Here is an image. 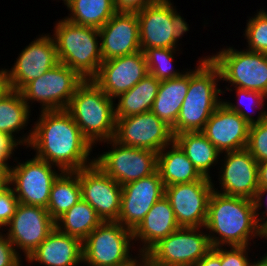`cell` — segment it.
Here are the masks:
<instances>
[{"instance_id":"1","label":"cell","mask_w":267,"mask_h":266,"mask_svg":"<svg viewBox=\"0 0 267 266\" xmlns=\"http://www.w3.org/2000/svg\"><path fill=\"white\" fill-rule=\"evenodd\" d=\"M39 113L28 145L36 152L35 157L62 171H79L95 162L89 157L94 147L66 110Z\"/></svg>"},{"instance_id":"2","label":"cell","mask_w":267,"mask_h":266,"mask_svg":"<svg viewBox=\"0 0 267 266\" xmlns=\"http://www.w3.org/2000/svg\"><path fill=\"white\" fill-rule=\"evenodd\" d=\"M205 229L212 247L250 246L251 239L263 238L253 200L216 191L209 199Z\"/></svg>"},{"instance_id":"3","label":"cell","mask_w":267,"mask_h":266,"mask_svg":"<svg viewBox=\"0 0 267 266\" xmlns=\"http://www.w3.org/2000/svg\"><path fill=\"white\" fill-rule=\"evenodd\" d=\"M205 57V58H204ZM200 58L195 69L189 70V89L181 106L173 135L182 132L202 131L206 122L222 103L220 94L226 93L218 86L221 75L210 56ZM207 57V58H206Z\"/></svg>"},{"instance_id":"4","label":"cell","mask_w":267,"mask_h":266,"mask_svg":"<svg viewBox=\"0 0 267 266\" xmlns=\"http://www.w3.org/2000/svg\"><path fill=\"white\" fill-rule=\"evenodd\" d=\"M115 100L108 97L91 79L76 89L65 109L92 146L111 140L115 134Z\"/></svg>"},{"instance_id":"5","label":"cell","mask_w":267,"mask_h":266,"mask_svg":"<svg viewBox=\"0 0 267 266\" xmlns=\"http://www.w3.org/2000/svg\"><path fill=\"white\" fill-rule=\"evenodd\" d=\"M56 23L52 36L59 62L75 70L84 80L92 79L103 62L99 30L65 18Z\"/></svg>"},{"instance_id":"6","label":"cell","mask_w":267,"mask_h":266,"mask_svg":"<svg viewBox=\"0 0 267 266\" xmlns=\"http://www.w3.org/2000/svg\"><path fill=\"white\" fill-rule=\"evenodd\" d=\"M210 59L218 66L221 80L230 83V87L267 96V54L227 46L210 55Z\"/></svg>"},{"instance_id":"7","label":"cell","mask_w":267,"mask_h":266,"mask_svg":"<svg viewBox=\"0 0 267 266\" xmlns=\"http://www.w3.org/2000/svg\"><path fill=\"white\" fill-rule=\"evenodd\" d=\"M83 81L75 70L58 63L37 79L27 83L20 92L29 109L36 101L40 103L41 111L65 110Z\"/></svg>"},{"instance_id":"8","label":"cell","mask_w":267,"mask_h":266,"mask_svg":"<svg viewBox=\"0 0 267 266\" xmlns=\"http://www.w3.org/2000/svg\"><path fill=\"white\" fill-rule=\"evenodd\" d=\"M15 159L17 165L9 167L8 185L18 202L47 209L52 185L63 171L35 156L25 162Z\"/></svg>"},{"instance_id":"9","label":"cell","mask_w":267,"mask_h":266,"mask_svg":"<svg viewBox=\"0 0 267 266\" xmlns=\"http://www.w3.org/2000/svg\"><path fill=\"white\" fill-rule=\"evenodd\" d=\"M204 229L180 227L161 239L146 255L157 266H195L212 249Z\"/></svg>"},{"instance_id":"10","label":"cell","mask_w":267,"mask_h":266,"mask_svg":"<svg viewBox=\"0 0 267 266\" xmlns=\"http://www.w3.org/2000/svg\"><path fill=\"white\" fill-rule=\"evenodd\" d=\"M133 242V231L117 221H103L82 242L83 263L87 266L122 263L132 256Z\"/></svg>"},{"instance_id":"11","label":"cell","mask_w":267,"mask_h":266,"mask_svg":"<svg viewBox=\"0 0 267 266\" xmlns=\"http://www.w3.org/2000/svg\"><path fill=\"white\" fill-rule=\"evenodd\" d=\"M110 150L95 156V164L120 185L137 181L157 170V153L143 148L125 146L113 138L106 141ZM109 144V145H108Z\"/></svg>"},{"instance_id":"12","label":"cell","mask_w":267,"mask_h":266,"mask_svg":"<svg viewBox=\"0 0 267 266\" xmlns=\"http://www.w3.org/2000/svg\"><path fill=\"white\" fill-rule=\"evenodd\" d=\"M113 139L125 146L149 149L156 153L172 144V129L151 111L116 118Z\"/></svg>"},{"instance_id":"13","label":"cell","mask_w":267,"mask_h":266,"mask_svg":"<svg viewBox=\"0 0 267 266\" xmlns=\"http://www.w3.org/2000/svg\"><path fill=\"white\" fill-rule=\"evenodd\" d=\"M212 181L203 176L195 182L165 187V196L180 227H205L209 199L214 191Z\"/></svg>"},{"instance_id":"14","label":"cell","mask_w":267,"mask_h":266,"mask_svg":"<svg viewBox=\"0 0 267 266\" xmlns=\"http://www.w3.org/2000/svg\"><path fill=\"white\" fill-rule=\"evenodd\" d=\"M5 227L16 252L20 255L22 250L27 259L55 228V221L46 208L19 203Z\"/></svg>"},{"instance_id":"15","label":"cell","mask_w":267,"mask_h":266,"mask_svg":"<svg viewBox=\"0 0 267 266\" xmlns=\"http://www.w3.org/2000/svg\"><path fill=\"white\" fill-rule=\"evenodd\" d=\"M81 196L104 222L117 221L121 209L122 185L95 163L79 170Z\"/></svg>"},{"instance_id":"16","label":"cell","mask_w":267,"mask_h":266,"mask_svg":"<svg viewBox=\"0 0 267 266\" xmlns=\"http://www.w3.org/2000/svg\"><path fill=\"white\" fill-rule=\"evenodd\" d=\"M224 159H220L221 167L218 173L220 190L214 191L235 197L253 200L259 190L258 162L247 149L225 152Z\"/></svg>"},{"instance_id":"17","label":"cell","mask_w":267,"mask_h":266,"mask_svg":"<svg viewBox=\"0 0 267 266\" xmlns=\"http://www.w3.org/2000/svg\"><path fill=\"white\" fill-rule=\"evenodd\" d=\"M58 63L60 62L53 36L49 33L39 35L22 49L14 66L7 70L10 89L20 91L27 83Z\"/></svg>"},{"instance_id":"18","label":"cell","mask_w":267,"mask_h":266,"mask_svg":"<svg viewBox=\"0 0 267 266\" xmlns=\"http://www.w3.org/2000/svg\"><path fill=\"white\" fill-rule=\"evenodd\" d=\"M148 75L144 52L138 51L103 61L91 79L108 97L117 98Z\"/></svg>"},{"instance_id":"19","label":"cell","mask_w":267,"mask_h":266,"mask_svg":"<svg viewBox=\"0 0 267 266\" xmlns=\"http://www.w3.org/2000/svg\"><path fill=\"white\" fill-rule=\"evenodd\" d=\"M165 195L158 170L122 186L121 209L117 222L134 231L152 206Z\"/></svg>"},{"instance_id":"20","label":"cell","mask_w":267,"mask_h":266,"mask_svg":"<svg viewBox=\"0 0 267 266\" xmlns=\"http://www.w3.org/2000/svg\"><path fill=\"white\" fill-rule=\"evenodd\" d=\"M98 30L103 61L141 51L136 12L117 11Z\"/></svg>"},{"instance_id":"21","label":"cell","mask_w":267,"mask_h":266,"mask_svg":"<svg viewBox=\"0 0 267 266\" xmlns=\"http://www.w3.org/2000/svg\"><path fill=\"white\" fill-rule=\"evenodd\" d=\"M249 126L237 112L222 102L201 132L222 154L246 149Z\"/></svg>"},{"instance_id":"22","label":"cell","mask_w":267,"mask_h":266,"mask_svg":"<svg viewBox=\"0 0 267 266\" xmlns=\"http://www.w3.org/2000/svg\"><path fill=\"white\" fill-rule=\"evenodd\" d=\"M171 0H159L137 11L140 31V47L179 49L173 40Z\"/></svg>"},{"instance_id":"23","label":"cell","mask_w":267,"mask_h":266,"mask_svg":"<svg viewBox=\"0 0 267 266\" xmlns=\"http://www.w3.org/2000/svg\"><path fill=\"white\" fill-rule=\"evenodd\" d=\"M25 261L38 266H78L83 264L82 241L55 227Z\"/></svg>"},{"instance_id":"24","label":"cell","mask_w":267,"mask_h":266,"mask_svg":"<svg viewBox=\"0 0 267 266\" xmlns=\"http://www.w3.org/2000/svg\"><path fill=\"white\" fill-rule=\"evenodd\" d=\"M179 228L170 201L164 195L152 206L143 221L133 231V241L134 243L140 241L138 251L146 254L161 239Z\"/></svg>"},{"instance_id":"25","label":"cell","mask_w":267,"mask_h":266,"mask_svg":"<svg viewBox=\"0 0 267 266\" xmlns=\"http://www.w3.org/2000/svg\"><path fill=\"white\" fill-rule=\"evenodd\" d=\"M30 115L31 109L20 91L10 89L0 98V132L7 134L18 145L26 146V148L32 139V128L30 132L24 133L23 137H16V134L22 129L25 130L29 124Z\"/></svg>"},{"instance_id":"26","label":"cell","mask_w":267,"mask_h":266,"mask_svg":"<svg viewBox=\"0 0 267 266\" xmlns=\"http://www.w3.org/2000/svg\"><path fill=\"white\" fill-rule=\"evenodd\" d=\"M157 170L165 187L195 182L203 177L175 141L157 153Z\"/></svg>"},{"instance_id":"27","label":"cell","mask_w":267,"mask_h":266,"mask_svg":"<svg viewBox=\"0 0 267 266\" xmlns=\"http://www.w3.org/2000/svg\"><path fill=\"white\" fill-rule=\"evenodd\" d=\"M188 89V69L180 77L160 81L151 112L172 128L178 119Z\"/></svg>"},{"instance_id":"28","label":"cell","mask_w":267,"mask_h":266,"mask_svg":"<svg viewBox=\"0 0 267 266\" xmlns=\"http://www.w3.org/2000/svg\"><path fill=\"white\" fill-rule=\"evenodd\" d=\"M174 141L185 152L187 158L193 163L198 172L210 178V169L219 165L221 154L217 148L201 132H182L174 136ZM219 161V162H218Z\"/></svg>"},{"instance_id":"29","label":"cell","mask_w":267,"mask_h":266,"mask_svg":"<svg viewBox=\"0 0 267 266\" xmlns=\"http://www.w3.org/2000/svg\"><path fill=\"white\" fill-rule=\"evenodd\" d=\"M160 81L148 74L133 88L120 94L114 104L115 118L129 117L151 111L153 102L157 96Z\"/></svg>"},{"instance_id":"30","label":"cell","mask_w":267,"mask_h":266,"mask_svg":"<svg viewBox=\"0 0 267 266\" xmlns=\"http://www.w3.org/2000/svg\"><path fill=\"white\" fill-rule=\"evenodd\" d=\"M70 11L68 21L100 29L117 12L113 0H62Z\"/></svg>"},{"instance_id":"31","label":"cell","mask_w":267,"mask_h":266,"mask_svg":"<svg viewBox=\"0 0 267 266\" xmlns=\"http://www.w3.org/2000/svg\"><path fill=\"white\" fill-rule=\"evenodd\" d=\"M81 199L79 171H63L52 185L47 211L56 221Z\"/></svg>"},{"instance_id":"32","label":"cell","mask_w":267,"mask_h":266,"mask_svg":"<svg viewBox=\"0 0 267 266\" xmlns=\"http://www.w3.org/2000/svg\"><path fill=\"white\" fill-rule=\"evenodd\" d=\"M102 222L94 208L81 199L55 221V227L83 242Z\"/></svg>"},{"instance_id":"33","label":"cell","mask_w":267,"mask_h":266,"mask_svg":"<svg viewBox=\"0 0 267 266\" xmlns=\"http://www.w3.org/2000/svg\"><path fill=\"white\" fill-rule=\"evenodd\" d=\"M235 92L237 93L236 96H238L236 101L239 102H236V104L230 102L229 100H222V102L230 110L237 112L249 125L263 121L267 117V109L264 110L263 108L265 106L264 102L267 99V96L259 91H252L241 88H235ZM251 109H256L258 111L260 110V112H258L257 118H254V115L252 116V114H250L251 112L249 110Z\"/></svg>"},{"instance_id":"34","label":"cell","mask_w":267,"mask_h":266,"mask_svg":"<svg viewBox=\"0 0 267 266\" xmlns=\"http://www.w3.org/2000/svg\"><path fill=\"white\" fill-rule=\"evenodd\" d=\"M179 49L148 48L144 51L148 74L156 77L159 81L180 77L185 71L174 69L173 59Z\"/></svg>"},{"instance_id":"35","label":"cell","mask_w":267,"mask_h":266,"mask_svg":"<svg viewBox=\"0 0 267 266\" xmlns=\"http://www.w3.org/2000/svg\"><path fill=\"white\" fill-rule=\"evenodd\" d=\"M254 15L249 17L244 30L248 45L246 49L267 54V11L262 8Z\"/></svg>"},{"instance_id":"36","label":"cell","mask_w":267,"mask_h":266,"mask_svg":"<svg viewBox=\"0 0 267 266\" xmlns=\"http://www.w3.org/2000/svg\"><path fill=\"white\" fill-rule=\"evenodd\" d=\"M246 149L258 163L267 161V117L249 126Z\"/></svg>"},{"instance_id":"37","label":"cell","mask_w":267,"mask_h":266,"mask_svg":"<svg viewBox=\"0 0 267 266\" xmlns=\"http://www.w3.org/2000/svg\"><path fill=\"white\" fill-rule=\"evenodd\" d=\"M18 204L19 202L9 185L0 189V230L2 232L5 231V226L15 214Z\"/></svg>"},{"instance_id":"38","label":"cell","mask_w":267,"mask_h":266,"mask_svg":"<svg viewBox=\"0 0 267 266\" xmlns=\"http://www.w3.org/2000/svg\"><path fill=\"white\" fill-rule=\"evenodd\" d=\"M249 246L221 247V266H246L251 261Z\"/></svg>"},{"instance_id":"39","label":"cell","mask_w":267,"mask_h":266,"mask_svg":"<svg viewBox=\"0 0 267 266\" xmlns=\"http://www.w3.org/2000/svg\"><path fill=\"white\" fill-rule=\"evenodd\" d=\"M20 257L6 234L0 230V266H18L22 263Z\"/></svg>"},{"instance_id":"40","label":"cell","mask_w":267,"mask_h":266,"mask_svg":"<svg viewBox=\"0 0 267 266\" xmlns=\"http://www.w3.org/2000/svg\"><path fill=\"white\" fill-rule=\"evenodd\" d=\"M265 195L267 197V186H265L263 188H259L258 192L255 194V197L253 198L255 214L257 216L258 223L263 230L267 227V216H266L267 215V201H265L266 207L263 204L264 201H262V199H265V200L267 199L265 197ZM263 206H264V208H263ZM261 208L265 209V211H263V212L261 211L259 213V210H261Z\"/></svg>"},{"instance_id":"41","label":"cell","mask_w":267,"mask_h":266,"mask_svg":"<svg viewBox=\"0 0 267 266\" xmlns=\"http://www.w3.org/2000/svg\"><path fill=\"white\" fill-rule=\"evenodd\" d=\"M117 11L137 12L159 0H113Z\"/></svg>"},{"instance_id":"42","label":"cell","mask_w":267,"mask_h":266,"mask_svg":"<svg viewBox=\"0 0 267 266\" xmlns=\"http://www.w3.org/2000/svg\"><path fill=\"white\" fill-rule=\"evenodd\" d=\"M172 25L174 26L173 28V40L178 44L179 39H181L184 34L188 31L189 29V24L185 21V19L180 15V12H177L176 7L172 4Z\"/></svg>"},{"instance_id":"43","label":"cell","mask_w":267,"mask_h":266,"mask_svg":"<svg viewBox=\"0 0 267 266\" xmlns=\"http://www.w3.org/2000/svg\"><path fill=\"white\" fill-rule=\"evenodd\" d=\"M16 148L18 144L7 134L0 132V162H9Z\"/></svg>"},{"instance_id":"44","label":"cell","mask_w":267,"mask_h":266,"mask_svg":"<svg viewBox=\"0 0 267 266\" xmlns=\"http://www.w3.org/2000/svg\"><path fill=\"white\" fill-rule=\"evenodd\" d=\"M195 266H221V247H212Z\"/></svg>"},{"instance_id":"45","label":"cell","mask_w":267,"mask_h":266,"mask_svg":"<svg viewBox=\"0 0 267 266\" xmlns=\"http://www.w3.org/2000/svg\"><path fill=\"white\" fill-rule=\"evenodd\" d=\"M9 162H0V189L8 186Z\"/></svg>"},{"instance_id":"46","label":"cell","mask_w":267,"mask_h":266,"mask_svg":"<svg viewBox=\"0 0 267 266\" xmlns=\"http://www.w3.org/2000/svg\"><path fill=\"white\" fill-rule=\"evenodd\" d=\"M7 70L5 67L0 69V98L10 90Z\"/></svg>"},{"instance_id":"47","label":"cell","mask_w":267,"mask_h":266,"mask_svg":"<svg viewBox=\"0 0 267 266\" xmlns=\"http://www.w3.org/2000/svg\"><path fill=\"white\" fill-rule=\"evenodd\" d=\"M259 188L267 186V161L258 163Z\"/></svg>"},{"instance_id":"48","label":"cell","mask_w":267,"mask_h":266,"mask_svg":"<svg viewBox=\"0 0 267 266\" xmlns=\"http://www.w3.org/2000/svg\"><path fill=\"white\" fill-rule=\"evenodd\" d=\"M137 255H134L135 257L133 258V256H131L128 260H125L124 262L122 263H119V264H115V265H112V266H136L145 256L146 254L143 253V252H140V251H137Z\"/></svg>"},{"instance_id":"49","label":"cell","mask_w":267,"mask_h":266,"mask_svg":"<svg viewBox=\"0 0 267 266\" xmlns=\"http://www.w3.org/2000/svg\"><path fill=\"white\" fill-rule=\"evenodd\" d=\"M136 266H157L147 255Z\"/></svg>"},{"instance_id":"50","label":"cell","mask_w":267,"mask_h":266,"mask_svg":"<svg viewBox=\"0 0 267 266\" xmlns=\"http://www.w3.org/2000/svg\"><path fill=\"white\" fill-rule=\"evenodd\" d=\"M258 266H267V254L258 259Z\"/></svg>"},{"instance_id":"51","label":"cell","mask_w":267,"mask_h":266,"mask_svg":"<svg viewBox=\"0 0 267 266\" xmlns=\"http://www.w3.org/2000/svg\"><path fill=\"white\" fill-rule=\"evenodd\" d=\"M246 266H258V260L257 261H255V259H254V262L252 261V262H248L247 264H246Z\"/></svg>"},{"instance_id":"52","label":"cell","mask_w":267,"mask_h":266,"mask_svg":"<svg viewBox=\"0 0 267 266\" xmlns=\"http://www.w3.org/2000/svg\"><path fill=\"white\" fill-rule=\"evenodd\" d=\"M263 238L267 239V227L263 230Z\"/></svg>"}]
</instances>
